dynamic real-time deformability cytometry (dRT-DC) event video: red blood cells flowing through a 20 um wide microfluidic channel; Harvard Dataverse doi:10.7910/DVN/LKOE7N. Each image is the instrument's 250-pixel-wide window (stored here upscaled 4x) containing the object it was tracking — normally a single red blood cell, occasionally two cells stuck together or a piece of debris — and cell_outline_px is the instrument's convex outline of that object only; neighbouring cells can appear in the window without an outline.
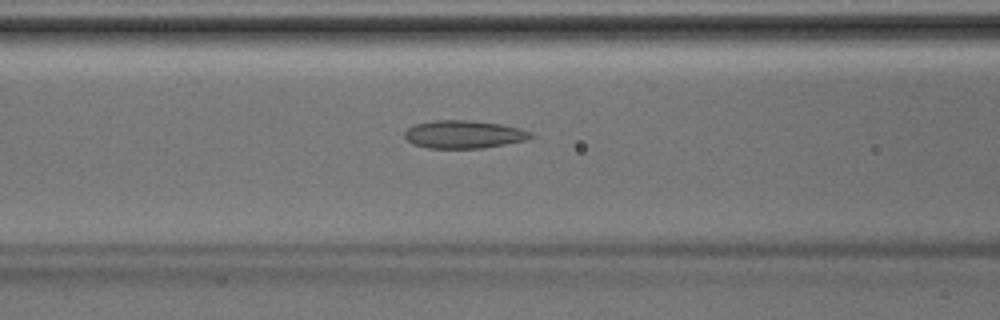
{"species": "Egyptian fruit bat (a non-hibernating species)", "species_latin": "Rousettus aegyptiacus", "temperature_condition": "room temperature", "stored_images_in_passage": 42, "camera_frame_rate_fps": 3000, "um_per_image_px": 0.085, "animal": {"sex": "male"}, "frame": {"image": 1, "passage_image": 17, "time_ms": 5.333, "image_size_px": [1000, 320], "cell_outline_px": [[536, 136], [524, 140], [484, 148], [428, 148], [412, 144], [404, 136], [404, 132], [408, 128], [416, 124], [436, 120], [472, 120], [500, 124], [520, 128], [532, 132]], "centroid_in_image_um": [39.43, 11.42], "position_along_channel_um": 127.2, "area_um2": 20.52}}
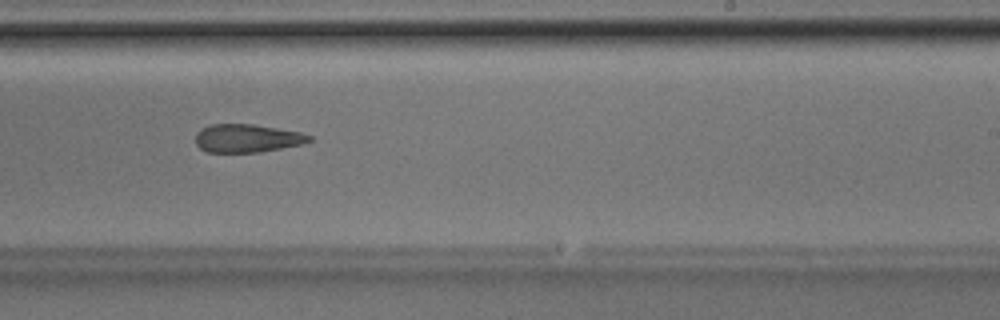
{"frame": {"image": 2, "passage_image": 26, "time_ms": 8.333, "image_size_px": [1000, 320], "cell_outline_px": [[312, 140], [300, 144], [260, 152], [208, 152], [200, 148], [196, 144], [196, 132], [212, 124], [252, 124], [300, 132], [312, 136]], "centroid_in_image_um": [20.99, 11.75], "position_along_channel_um": 268.0, "area_um2": 18.44}}
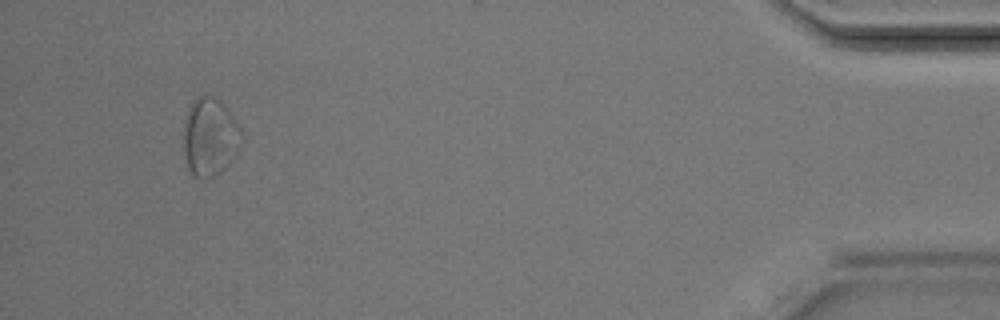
{"frame": {"image": 3, "passage_image": 40, "time_ms": 13.0, "image_size_px": [1000, 320], "cell_outline_px": [[244, 140], [240, 148], [228, 164], [212, 176], [192, 176], [184, 164], [184, 120], [188, 108], [192, 100], [196, 96], [212, 96], [220, 100], [228, 108], [236, 120], [244, 136]], "centroid_in_image_um": [17.84, 11.6], "position_along_channel_um": 417.4, "area_um2": 26.7}}